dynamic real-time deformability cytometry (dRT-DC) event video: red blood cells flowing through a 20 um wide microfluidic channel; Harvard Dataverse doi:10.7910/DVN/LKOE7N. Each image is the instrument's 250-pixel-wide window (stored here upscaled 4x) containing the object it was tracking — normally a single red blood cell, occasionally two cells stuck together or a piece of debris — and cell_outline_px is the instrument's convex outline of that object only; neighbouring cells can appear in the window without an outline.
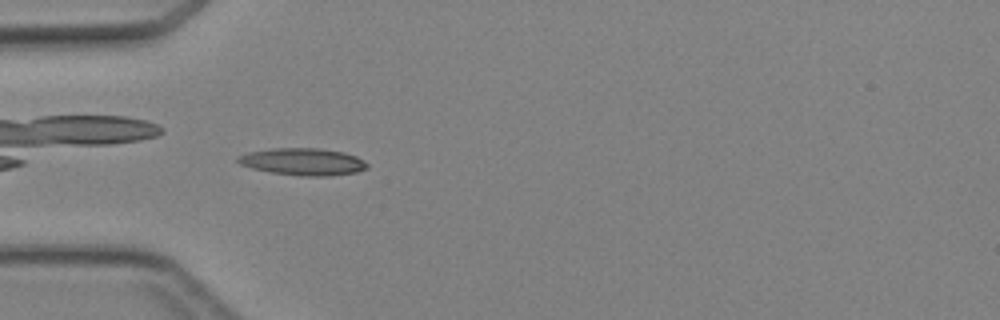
{"species": "Egyptian fruit bat (a non-hibernating species)", "species_latin": "Rousettus aegyptiacus", "temperature_condition": "cold", "stored_images_in_passage": 35, "camera_frame_rate_fps": 3000, "um_per_image_px": 0.085, "animal": {"sex": "female"}, "frame": {"image": 1, "passage_image": 3, "time_ms": 0.667, "image_size_px": [1000, 320], "cell_outline_px": [[368, 168], [356, 172], [328, 176], [300, 176], [272, 172], [252, 168], [240, 164], [236, 160], [236, 156], [248, 152], [272, 148], [320, 148], [344, 152], [356, 156], [368, 164]], "centroid_in_image_um": [25.74, 13.74], "position_along_channel_um": 59.3, "area_um2": 20.46}}
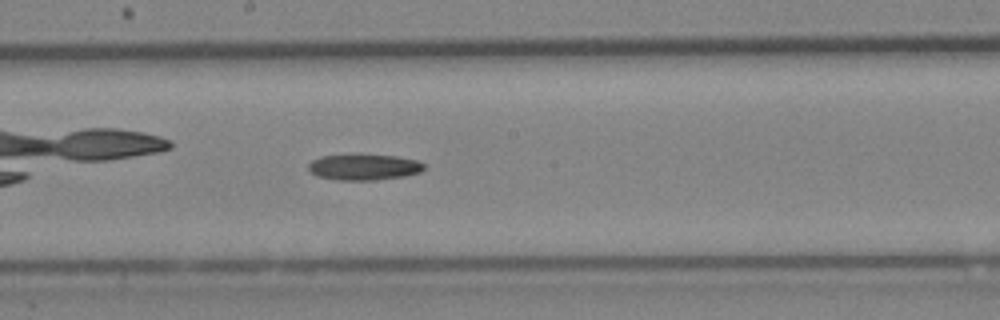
{"frame": {"image": 2, "passage_image": 14, "time_ms": 4.333, "image_size_px": [1000, 320], "cell_outline_px": [[424, 168], [420, 172], [404, 176], [376, 180], [336, 180], [316, 176], [308, 168], [308, 164], [312, 160], [320, 156], [396, 156], [416, 160], [424, 164]], "centroid_in_image_um": [30.92, 14.23], "position_along_channel_um": 217.3, "area_um2": 17.05}}
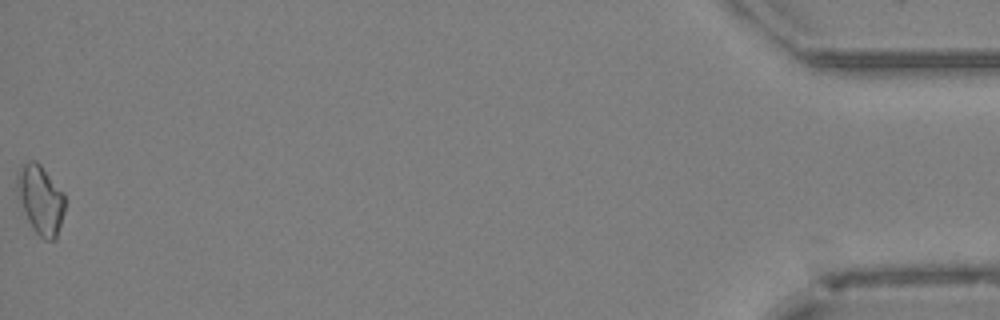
{"frame": {"image": 3, "passage_image": 35, "time_ms": 11.333, "image_size_px": [1000, 320], "cell_outline_px": [[64, 212], [56, 240], [44, 240], [32, 228], [28, 220], [20, 200], [16, 184], [16, 176], [24, 164], [28, 160], [36, 160], [40, 164], [64, 192]], "centroid_in_image_um": [3.46, 16.97], "position_along_channel_um": 431.7, "area_um2": 19.02}}